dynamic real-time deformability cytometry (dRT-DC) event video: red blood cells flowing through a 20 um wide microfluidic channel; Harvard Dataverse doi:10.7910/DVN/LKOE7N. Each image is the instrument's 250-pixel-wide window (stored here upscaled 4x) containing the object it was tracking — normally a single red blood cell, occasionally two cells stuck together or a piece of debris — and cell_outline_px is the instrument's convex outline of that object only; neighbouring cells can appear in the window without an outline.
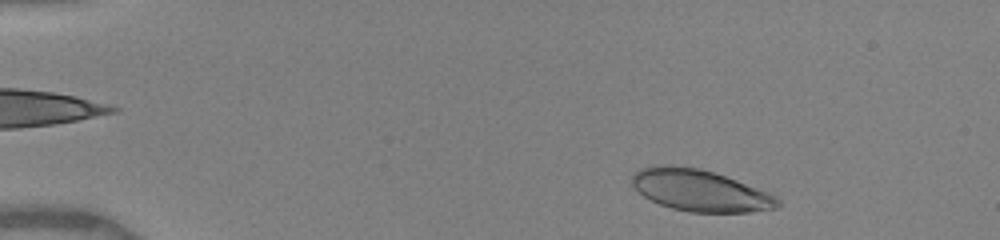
{"species": "human", "species_latin": "Homo sapiens", "temperature_condition": "warm", "stored_images_in_passage": 15, "camera_frame_rate_fps": 3000, "um_per_image_px": 0.085, "donor": {"sex": "female"}, "frame": {"image": 1, "passage_image": 3, "time_ms": 0.667, "image_size_px": [1000, 240], "cell_outline_px": [[780, 204], [776, 208], [748, 212], [692, 212], [672, 208], [660, 204], [644, 196], [632, 184], [632, 172], [640, 168], [660, 164], [668, 164], [700, 168], [736, 180], [768, 192], [776, 196], [780, 200]], "centroid_in_image_um": [59.48, 16.17], "position_along_channel_um": 25.5, "area_um2": 35.14}}
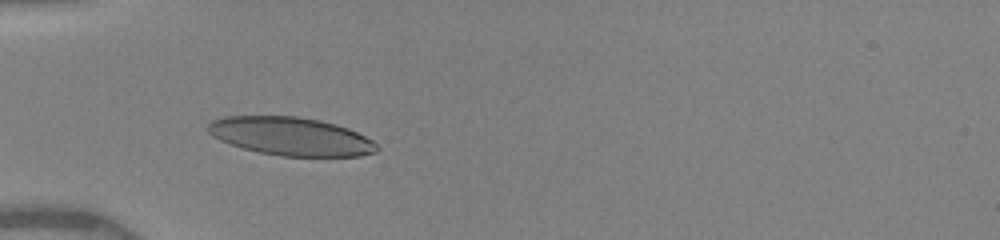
{"frame": {"image": 2, "passage_image": 11, "time_ms": 3.667, "image_size_px": [1000, 240], "cell_outline_px": [[380, 148], [376, 152], [360, 156], [280, 156], [260, 152], [244, 148], [220, 140], [212, 136], [208, 132], [208, 124], [212, 120], [224, 116], [296, 116], [320, 120], [336, 124], [348, 128], [372, 140]], "centroid_in_image_um": [24.73, 11.58], "position_along_channel_um": 60.3, "area_um2": 37.57}}
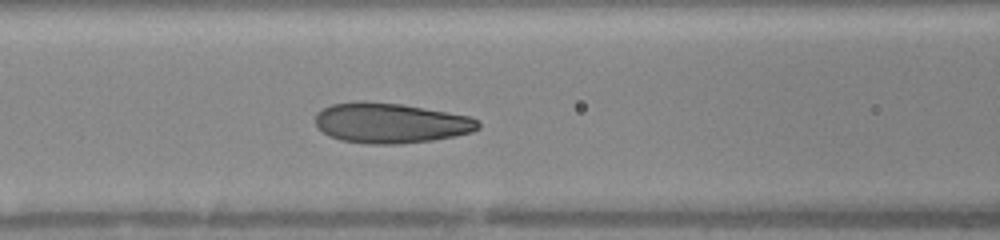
{"frame": {"image": 3, "passage_image": 15, "time_ms": 5.667, "image_size_px": [1000, 240], "cell_outline_px": [[480, 128], [472, 132], [456, 136], [432, 140], [400, 144], [368, 144], [340, 140], [328, 136], [316, 128], [316, 112], [332, 104], [400, 104], [472, 116], [480, 124]], "centroid_in_image_um": [33.24, 10.5], "position_along_channel_um": 133.4, "area_um2": 37.45}}